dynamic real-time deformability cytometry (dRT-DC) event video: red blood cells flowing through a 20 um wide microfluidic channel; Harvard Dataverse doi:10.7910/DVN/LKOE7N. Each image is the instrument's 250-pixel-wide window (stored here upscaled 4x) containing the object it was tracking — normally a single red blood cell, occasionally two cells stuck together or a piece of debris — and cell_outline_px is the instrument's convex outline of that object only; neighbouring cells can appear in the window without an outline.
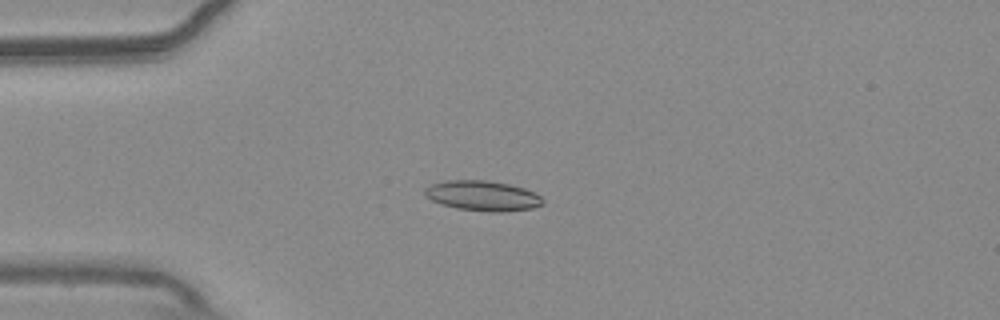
{"species": "common noctule bat (a hibernating species)", "species_latin": "Nyctalus noctula", "temperature_condition": "warm", "stored_images_in_passage": 53, "camera_frame_rate_fps": 3000, "um_per_image_px": 0.085, "animal": {"sex": "male", "body_mass_g": 20.4}, "frame": {"image": 1, "passage_image": 13, "time_ms": 4.0, "image_size_px": [1000, 320], "cell_outline_px": [[544, 204], [532, 208], [504, 212], [488, 212], [456, 208], [440, 204], [424, 196], [424, 188], [432, 184], [444, 180], [488, 180], [508, 184], [524, 188], [536, 192], [544, 200]], "centroid_in_image_um": [41.02, 16.64], "position_along_channel_um": 44.0, "area_um2": 20.98}}
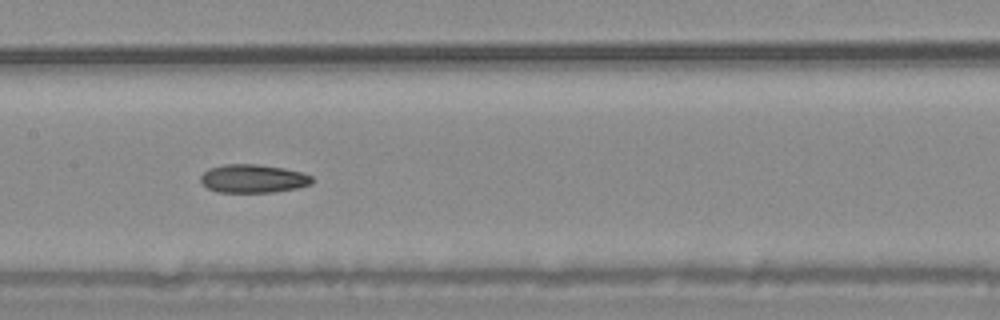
{"frame": {"image": 2, "passage_image": 26, "time_ms": 8.333, "image_size_px": [1000, 320], "cell_outline_px": [[312, 184], [296, 188], [272, 192], [216, 192], [208, 188], [200, 180], [200, 176], [208, 168], [224, 164], [256, 164], [284, 168], [300, 172], [312, 176]], "centroid_in_image_um": [21.49, 15.18], "position_along_channel_um": 185.9, "area_um2": 18.38}}
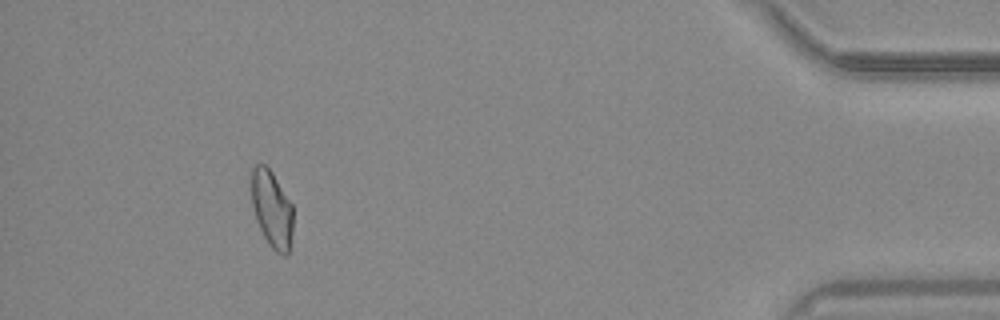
{"frame": {"image": 3, "passage_image": 49, "time_ms": 16.0, "image_size_px": [1000, 320], "cell_outline_px": [[292, 232], [288, 252], [284, 256], [276, 252], [268, 244], [256, 220], [252, 204], [252, 168], [256, 164], [264, 164], [272, 172], [292, 204]], "centroid_in_image_um": [23.1, 17.77], "position_along_channel_um": 412.1, "area_um2": 18.44}, "authors_computed_cell_mechanics": {"area_um2": 19.0162, "velocity_mm_per_s": 3.7388, "shape_relaxation_time_tau1_ms": null, "shape_relaxation_time_tau2_ms": 5.3138, "deformation_change_tau1": null, "deformation_change_tau2": 0.1187}}